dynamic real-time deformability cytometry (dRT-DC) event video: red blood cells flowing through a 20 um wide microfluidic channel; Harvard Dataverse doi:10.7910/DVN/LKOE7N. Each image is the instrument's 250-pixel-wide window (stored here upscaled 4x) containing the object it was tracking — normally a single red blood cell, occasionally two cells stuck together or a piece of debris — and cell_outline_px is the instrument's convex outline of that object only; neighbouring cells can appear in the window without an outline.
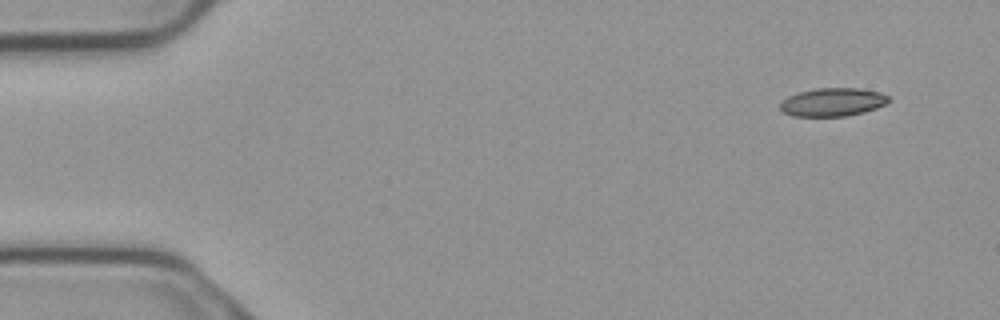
{"species": "common noctule bat (a hibernating species)", "species_latin": "Nyctalus noctula", "temperature_condition": "cold", "stored_images_in_passage": 3, "camera_frame_rate_fps": 3000, "um_per_image_px": 0.085, "animal": {"sex": "male", "body_mass_g": 23.1, "forearm_length_mm": 52.7}, "frame": {"image": 1, "passage_image": 1, "time_ms": 0.0, "image_size_px": [1000, 320], "cell_outline_px": [[892, 100], [876, 108], [864, 112], [844, 116], [792, 116], [784, 112], [780, 108], [780, 104], [788, 96], [800, 92], [816, 88], [856, 88], [880, 92], [888, 96]], "centroid_in_image_um": [70.79, 8.68], "position_along_channel_um": 14.2, "area_um2": 17.74}}